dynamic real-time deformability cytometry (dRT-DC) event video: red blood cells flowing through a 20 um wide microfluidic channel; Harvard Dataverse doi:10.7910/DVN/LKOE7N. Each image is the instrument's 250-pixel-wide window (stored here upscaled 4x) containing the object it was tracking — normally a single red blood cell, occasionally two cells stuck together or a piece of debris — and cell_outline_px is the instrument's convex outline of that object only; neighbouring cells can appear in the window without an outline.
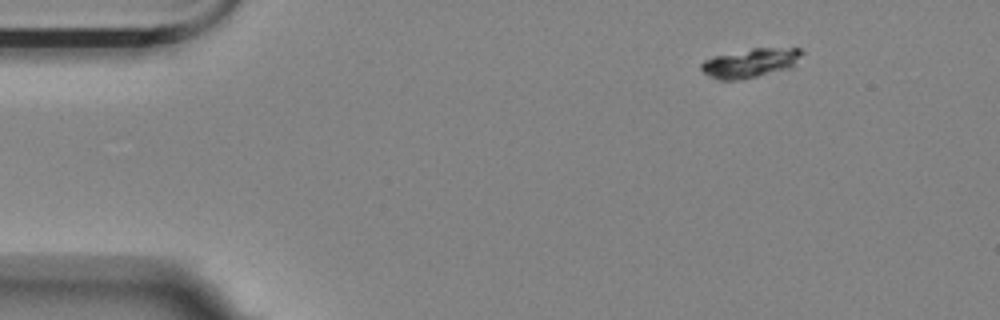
{"species": "Egyptian fruit bat (a non-hibernating species)", "species_latin": "Rousettus aegyptiacus", "temperature_condition": "room temperature", "stored_images_in_passage": 6, "segment_of_instrument_passage": [2, 2], "camera_frame_rate_fps": 3000, "um_per_image_px": 0.085, "animal": {"sex": "female"}, "frame": {"image": 1, "passage_image": 6, "time_ms": 1.667, "image_size_px": [1000, 320], "cell_outline_px": [[804, 52], [792, 68], [740, 80], [720, 80], [708, 76], [700, 68], [700, 64], [704, 60], [716, 56], [752, 48], [800, 48]], "centroid_in_image_um": [63.8, 5.36], "position_along_channel_um": 21.2, "area_um2": 17.05}}